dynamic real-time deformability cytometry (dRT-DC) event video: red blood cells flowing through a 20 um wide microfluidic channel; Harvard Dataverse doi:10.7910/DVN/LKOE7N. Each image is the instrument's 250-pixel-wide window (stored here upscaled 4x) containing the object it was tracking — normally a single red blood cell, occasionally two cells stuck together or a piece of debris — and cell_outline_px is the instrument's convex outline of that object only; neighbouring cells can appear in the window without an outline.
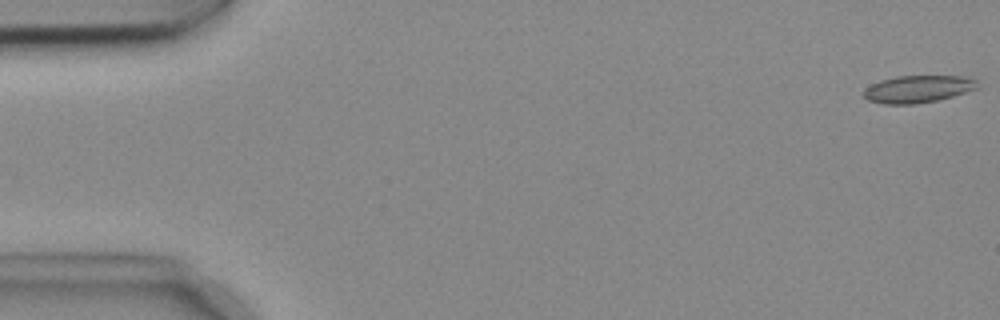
{"species": "common noctule bat (a hibernating species)", "species_latin": "Nyctalus noctula", "temperature_condition": "cold", "stored_images_in_passage": 48, "camera_frame_rate_fps": 3000, "um_per_image_px": 0.085, "animal": {"sex": "female", "body_mass_g": 18.4}, "frame": {"image": 1, "passage_image": 1, "time_ms": 0.0, "image_size_px": [1000, 320], "cell_outline_px": [[980, 88], [952, 96], [936, 100], [912, 104], [884, 104], [868, 100], [864, 96], [864, 88], [880, 80], [896, 76], [968, 76], [976, 80]], "centroid_in_image_um": [78.04, 7.56], "position_along_channel_um": 7.0, "area_um2": 18.09}}
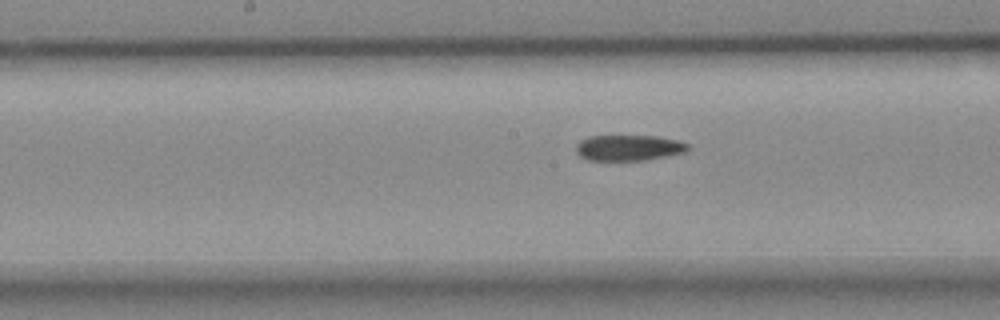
{"frame": {"image": 2, "passage_image": 27, "time_ms": 8.667, "image_size_px": [1000, 320], "cell_outline_px": [[692, 148], [684, 152], [644, 160], [588, 160], [580, 156], [576, 152], [576, 144], [580, 140], [588, 136], [656, 136], [676, 140], [688, 144]], "centroid_in_image_um": [53.41, 12.55], "position_along_channel_um": 194.8, "area_um2": 16.7}}
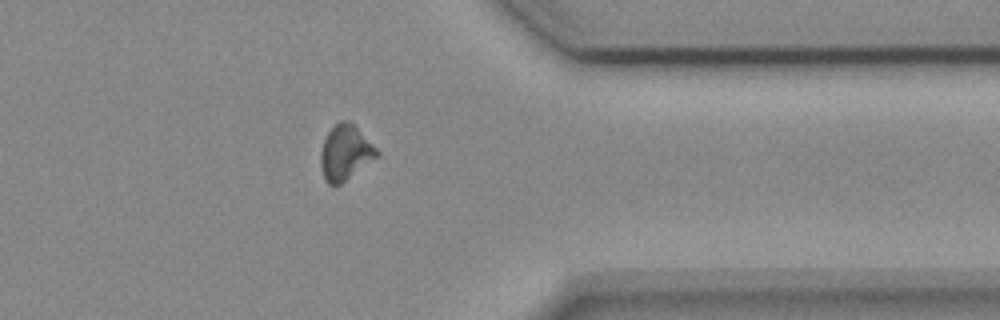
{"frame": {"image": 3, "passage_image": 43, "time_ms": 14.0, "image_size_px": [1000, 320], "cell_outline_px": [[380, 156], [340, 184], [328, 184], [324, 180], [320, 164], [320, 152], [324, 140], [332, 124], [340, 120], [348, 120], [380, 152]], "centroid_in_image_um": [29.33, 12.98], "position_along_channel_um": 382.1, "area_um2": 18.03}}